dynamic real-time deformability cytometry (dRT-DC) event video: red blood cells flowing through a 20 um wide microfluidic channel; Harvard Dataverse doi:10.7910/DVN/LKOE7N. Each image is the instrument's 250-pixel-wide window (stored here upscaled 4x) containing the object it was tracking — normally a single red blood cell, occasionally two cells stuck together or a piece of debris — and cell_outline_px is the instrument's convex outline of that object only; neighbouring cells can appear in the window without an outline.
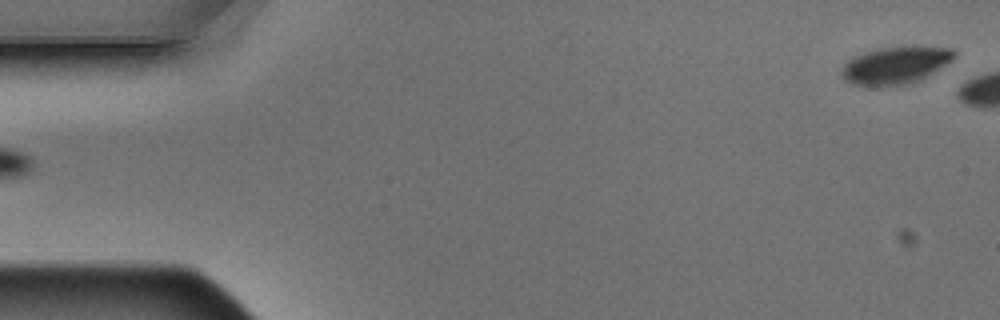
{"species": "Egyptian fruit bat (a non-hibernating species)", "species_latin": "Rousettus aegyptiacus", "temperature_condition": "warm", "stored_images_in_passage": 4, "segment_of_instrument_passage": [2, 2], "camera_frame_rate_fps": 3000, "um_per_image_px": 0.085, "animal": {"sex": "male"}, "frame": {"image": 1, "passage_image": 4, "time_ms": 1.0, "image_size_px": [1000, 320], "cell_outline_px": [[956, 56], [952, 60], [920, 80], [908, 84], [880, 88], [876, 88], [852, 84], [844, 80], [840, 72], [844, 64], [852, 56], [864, 52], [880, 48], [912, 44], [916, 44], [952, 48], [956, 52]], "centroid_in_image_um": [76.11, 5.53], "position_along_channel_um": 8.9, "area_um2": 25.55}}